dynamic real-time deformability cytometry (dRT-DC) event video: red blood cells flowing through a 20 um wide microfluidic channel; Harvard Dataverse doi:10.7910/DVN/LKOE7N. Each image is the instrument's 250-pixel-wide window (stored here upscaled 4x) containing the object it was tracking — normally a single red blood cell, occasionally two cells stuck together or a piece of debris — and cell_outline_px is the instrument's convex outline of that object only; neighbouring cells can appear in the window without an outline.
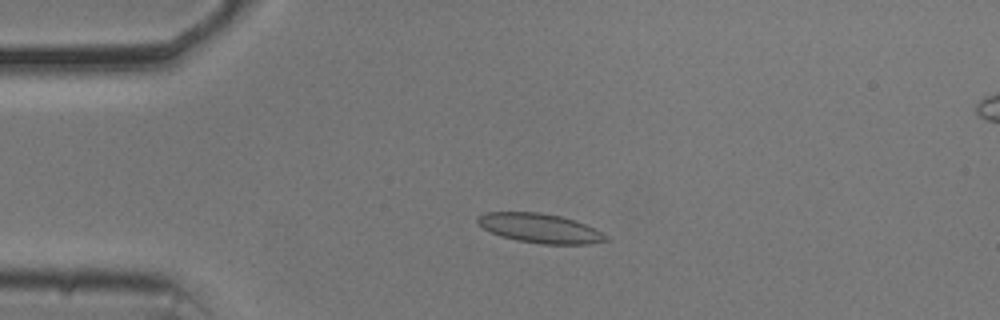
{"species": "common noctule bat (a hibernating species)", "species_latin": "Nyctalus noctula", "temperature_condition": "cold", "stored_images_in_passage": 55, "camera_frame_rate_fps": 3000, "um_per_image_px": 0.085, "animal": {"sex": "male", "body_mass_g": 20.5, "forearm_length_mm": 52.5}, "frame": {"image": 1, "passage_image": 13, "time_ms": 4.0, "image_size_px": [1000, 320], "cell_outline_px": [[608, 240], [588, 244], [544, 244], [516, 240], [500, 236], [484, 228], [476, 220], [476, 216], [484, 212], [540, 212], [560, 216], [584, 224], [608, 236]], "centroid_in_image_um": [45.85, 19.39], "position_along_channel_um": 39.2, "area_um2": 21.68}}
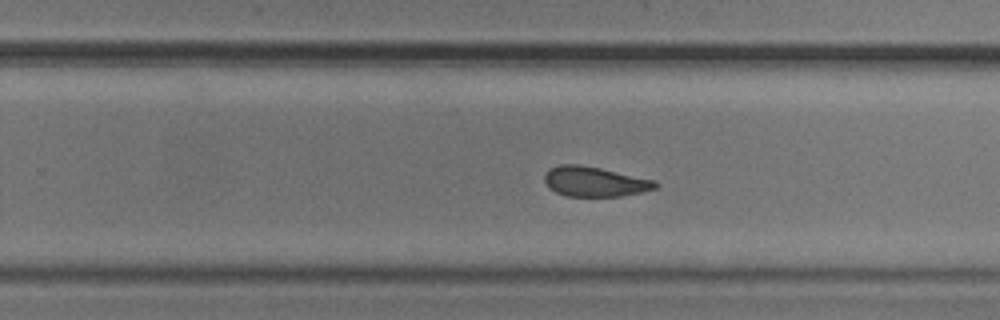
{"frame": {"image": 2, "passage_image": 35, "time_ms": 11.333, "image_size_px": [1000, 320], "cell_outline_px": [[660, 184], [656, 188], [640, 192], [620, 196], [564, 196], [548, 188], [544, 180], [544, 176], [548, 168], [560, 164], [576, 164], [600, 168], [656, 180]], "centroid_in_image_um": [50.52, 15.43], "position_along_channel_um": 279.3, "area_um2": 19.42}}
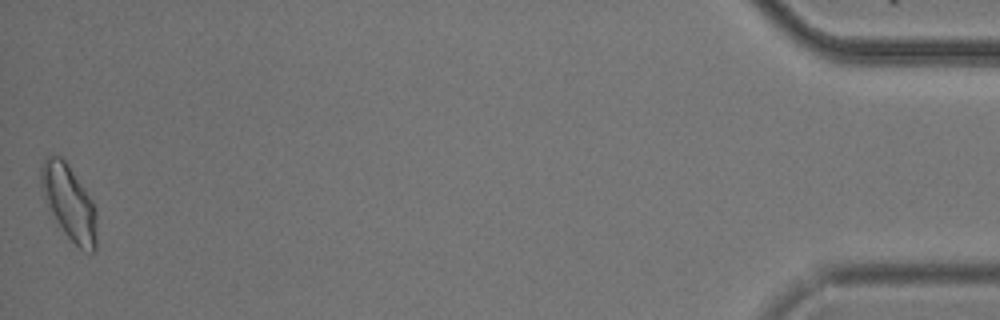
{"frame": {"image": 3, "passage_image": 55, "time_ms": 18.0, "image_size_px": [1000, 320], "cell_outline_px": [[96, 248], [92, 252], [88, 252], [80, 248], [64, 232], [48, 208], [40, 184], [40, 168], [44, 160], [48, 156], [60, 156], [68, 164], [92, 200], [96, 212]], "centroid_in_image_um": [5.87, 17.2], "position_along_channel_um": 429.3, "area_um2": 23.87}, "authors_computed_cell_mechanics": {"area_um2": 20.6924, "velocity_mm_per_s": 3.6638, "shape_relaxation_time_tau1_ms": 2.7038, "shape_relaxation_time_tau2_ms": 1.6861, "deformation_change_tau1": 0.1065, "deformation_change_tau2": 0.0867}}